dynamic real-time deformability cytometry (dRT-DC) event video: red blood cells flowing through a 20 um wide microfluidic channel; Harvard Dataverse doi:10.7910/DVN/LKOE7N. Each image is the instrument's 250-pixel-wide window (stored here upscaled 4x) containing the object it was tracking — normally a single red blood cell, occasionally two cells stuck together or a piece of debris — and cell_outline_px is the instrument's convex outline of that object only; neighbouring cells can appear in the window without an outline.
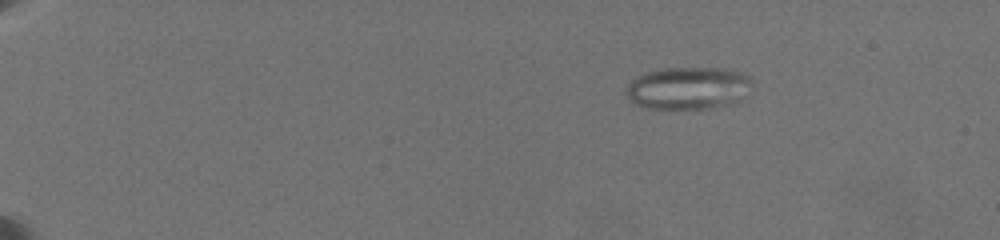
{"species": "common noctule bat (a hibernating species)", "species_latin": "Nyctalus noctula", "temperature_condition": "warm", "stored_images_in_passage": 31, "camera_frame_rate_fps": 3000, "um_per_image_px": 0.085, "animal": {"sex": "female", "body_mass_g": 19.5, "forearm_length_mm": 54.1}, "frame": {"image": 1, "passage_image": 4, "time_ms": 3.0, "image_size_px": [1000, 240], "cell_outline_px": [[752, 84], [740, 100], [728, 104], [708, 108], [648, 108], [636, 104], [628, 96], [628, 84], [632, 80], [648, 72], [664, 68], [724, 68], [740, 72], [748, 76], [752, 80]], "centroid_in_image_um": [58.53, 7.47], "position_along_channel_um": 26.5, "area_um2": 30.58}}
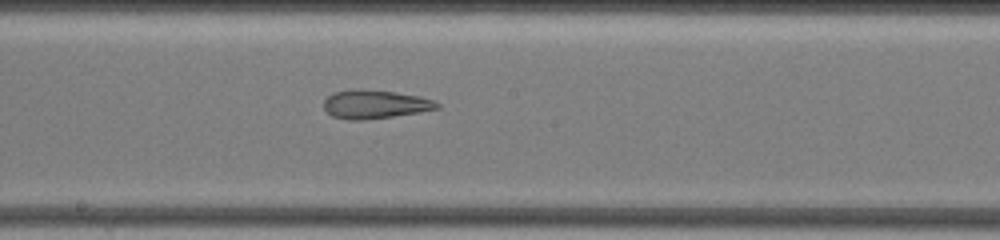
{"frame": {"image": 2, "passage_image": 21, "time_ms": 12.0, "image_size_px": [1000, 240], "cell_outline_px": [[440, 108], [392, 116], [364, 120], [352, 120], [332, 116], [324, 108], [324, 100], [328, 96], [336, 92], [356, 88], [396, 92], [420, 96], [432, 100], [440, 104]], "centroid_in_image_um": [31.86, 8.85], "position_along_channel_um": 216.3, "area_um2": 18.67}}
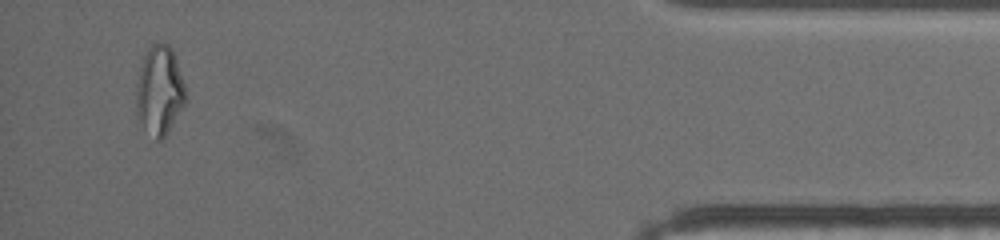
{"frame": {"image": 3, "passage_image": 30, "time_ms": 19.333, "image_size_px": [1000, 240], "cell_outline_px": [[184, 104], [164, 136], [160, 140], [156, 140], [140, 120], [136, 112], [136, 84], [140, 68], [144, 56], [148, 48], [152, 44], [168, 44], [172, 48], [184, 84]], "centroid_in_image_um": [13.53, 7.65], "position_along_channel_um": 421.7, "area_um2": 24.8}, "authors_computed_cell_mechanics": {"area_um2": 23.698, "velocity_mm_per_s": 3.5474, "shape_relaxation_time_tau1_ms": null, "shape_relaxation_time_tau2_ms": 3.0842, "deformation_change_tau1": null, "deformation_change_tau2": 0.1327}}